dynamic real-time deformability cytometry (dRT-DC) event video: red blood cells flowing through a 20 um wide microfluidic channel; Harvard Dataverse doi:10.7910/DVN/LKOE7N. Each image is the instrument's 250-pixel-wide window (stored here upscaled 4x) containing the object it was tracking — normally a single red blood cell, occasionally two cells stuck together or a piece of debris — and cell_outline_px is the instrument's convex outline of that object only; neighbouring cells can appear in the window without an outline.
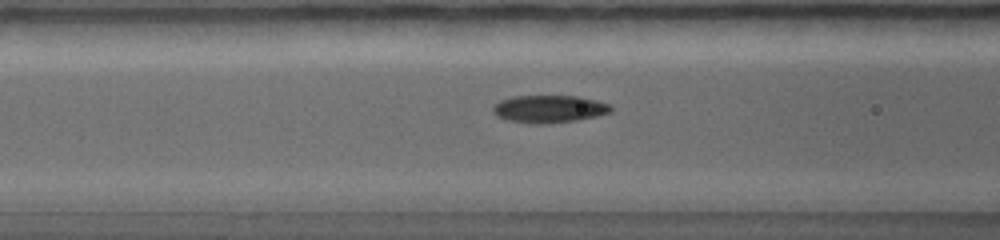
{"species": "common noctule bat (a hibernating species)", "species_latin": "Nyctalus noctula", "temperature_condition": "warm", "stored_images_in_passage": 41, "camera_frame_rate_fps": 5000, "um_per_image_px": 0.085, "animal": {"sex": "female", "body_mass_g": 19.0, "forearm_length_mm": 56.7}, "frame": {"image": 1, "passage_image": 5, "time_ms": 0.8, "image_size_px": [1000, 240], "cell_outline_px": [[612, 108], [608, 112], [592, 116], [568, 120], [516, 120], [500, 116], [496, 112], [496, 104], [504, 100], [516, 96], [576, 96], [608, 104]], "centroid_in_image_um": [46.74, 9.18], "position_along_channel_um": 119.9, "area_um2": 16.65}}
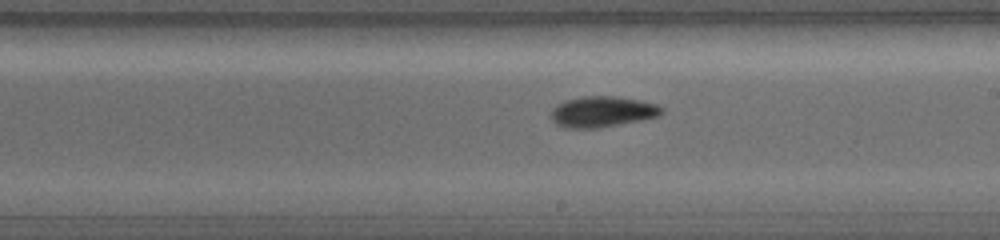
{"frame": {"image": 2, "passage_image": 15, "time_ms": 2.8, "image_size_px": [1000, 240], "cell_outline_px": [[660, 112], [656, 116], [612, 124], [560, 124], [552, 116], [552, 112], [560, 104], [568, 100], [584, 96], [612, 96], [636, 100], [656, 104], [660, 108]], "centroid_in_image_um": [51.27, 9.39], "position_along_channel_um": 237.7, "area_um2": 17.28}}
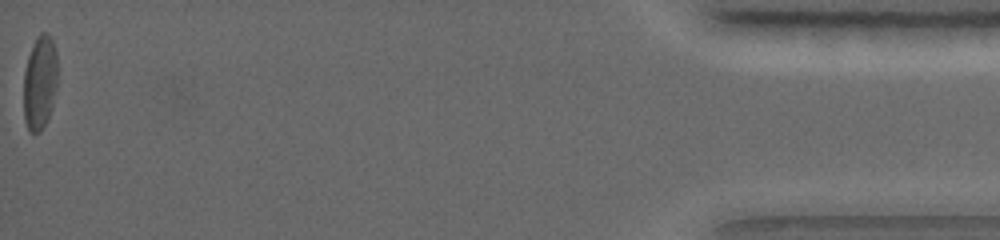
{"frame": {"image": 3, "passage_image": 41, "time_ms": 8.2, "image_size_px": [1000, 240], "cell_outline_px": [[56, 88], [52, 108], [48, 120], [40, 132], [32, 132], [28, 128], [24, 120], [24, 72], [28, 56], [32, 44], [36, 36], [40, 32], [48, 32], [52, 40], [56, 52]], "centroid_in_image_um": [3.38, 7.0], "position_along_channel_um": 431.8, "area_um2": 18.73}}